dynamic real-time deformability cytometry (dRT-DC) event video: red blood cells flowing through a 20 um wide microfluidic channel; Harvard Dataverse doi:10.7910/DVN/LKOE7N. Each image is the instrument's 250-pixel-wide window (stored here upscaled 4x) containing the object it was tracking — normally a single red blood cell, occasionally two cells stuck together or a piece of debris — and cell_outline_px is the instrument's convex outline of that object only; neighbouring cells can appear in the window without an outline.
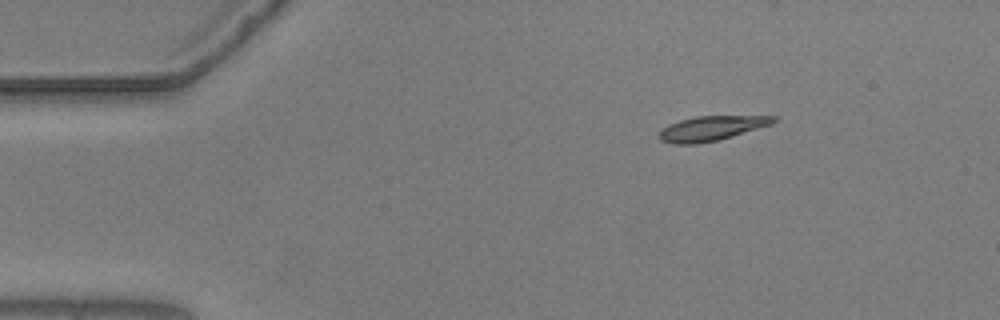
{"species": "common noctule bat (a hibernating species)", "species_latin": "Nyctalus noctula", "temperature_condition": "warm", "stored_images_in_passage": 48, "camera_frame_rate_fps": 3000, "um_per_image_px": 0.085, "animal": {"sex": "male", "body_mass_g": 20.5, "forearm_length_mm": 52.5}, "frame": {"image": 1, "passage_image": 1, "time_ms": 0.0, "image_size_px": [1000, 320], "cell_outline_px": [[780, 120], [772, 124], [720, 140], [696, 144], [672, 144], [660, 140], [656, 136], [668, 124], [680, 120], [696, 116], [780, 116]], "centroid_in_image_um": [60.5, 10.91], "position_along_channel_um": 24.5, "area_um2": 16.65}}
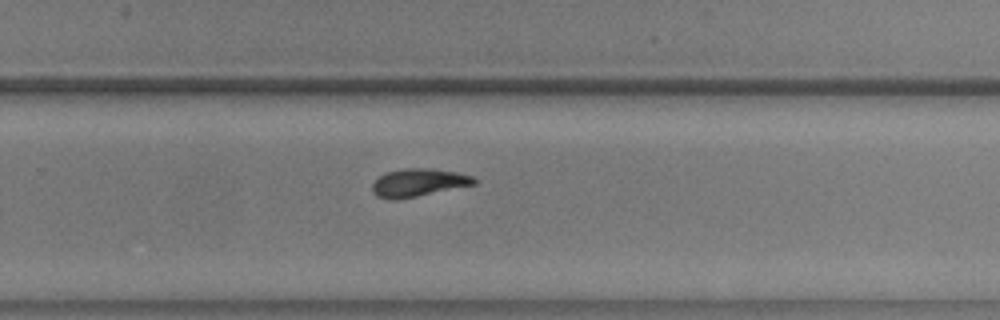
{"frame": {"image": 2, "passage_image": 29, "time_ms": 9.333, "image_size_px": [1000, 320], "cell_outline_px": [[476, 184], [416, 196], [392, 200], [388, 200], [376, 196], [372, 192], [372, 184], [380, 176], [388, 172], [404, 168], [432, 168], [456, 172], [472, 176], [476, 180]], "centroid_in_image_um": [35.54, 15.52], "position_along_channel_um": 294.3, "area_um2": 16.42}}
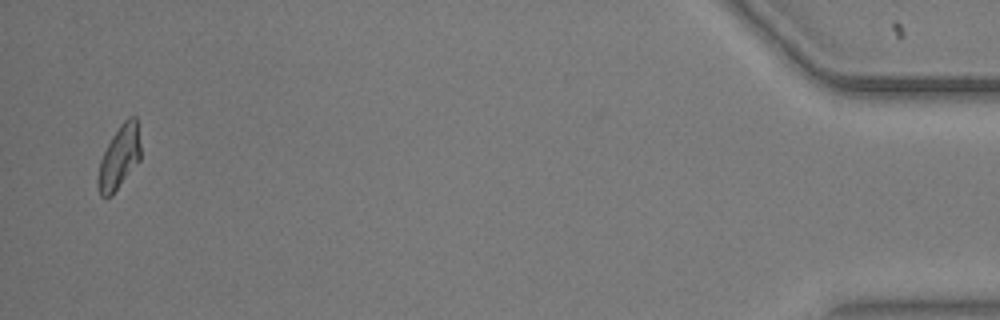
{"frame": {"image": 3, "passage_image": 47, "time_ms": 15.333, "image_size_px": [1000, 320], "cell_outline_px": [[140, 160], [112, 196], [100, 196], [96, 180], [100, 160], [112, 136], [120, 124], [128, 116], [136, 116], [140, 144]], "centroid_in_image_um": [10.13, 13.38], "position_along_channel_um": 425.1, "area_um2": 15.78}, "authors_computed_cell_mechanics": {"area_um2": 16.6464, "velocity_mm_per_s": 3.63, "shape_relaxation_time_tau1_ms": 10.8919, "shape_relaxation_time_tau2_ms": null, "deformation_change_tau1": 0.2656, "deformation_change_tau2": null}}